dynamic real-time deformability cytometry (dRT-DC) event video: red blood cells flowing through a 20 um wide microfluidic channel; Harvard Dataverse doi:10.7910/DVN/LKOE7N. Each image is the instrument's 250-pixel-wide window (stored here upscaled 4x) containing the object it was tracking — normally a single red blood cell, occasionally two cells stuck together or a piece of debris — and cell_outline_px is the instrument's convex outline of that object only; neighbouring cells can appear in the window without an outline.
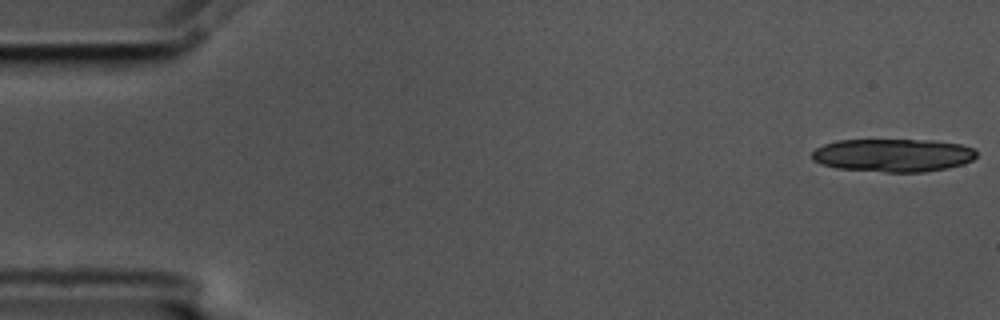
{"species": "common noctule bat (a hibernating species)", "species_latin": "Nyctalus noctula", "temperature_condition": "cold", "stored_images_in_passage": 18, "camera_frame_rate_fps": 3000, "um_per_image_px": 0.085, "animal": {"sex": "male", "body_mass_g": 17.5, "forearm_length_mm": 52.3}, "frame": {"image": 1, "passage_image": 1, "time_ms": 0.0, "image_size_px": [1000, 320], "cell_outline_px": [[976, 156], [972, 160], [964, 164], [948, 168], [924, 172], [884, 172], [836, 168], [820, 164], [812, 160], [812, 152], [816, 148], [824, 144], [836, 140], [932, 140], [960, 144], [972, 148], [976, 152]], "centroid_in_image_um": [75.89, 13.2], "position_along_channel_um": 9.1, "area_um2": 31.91}}